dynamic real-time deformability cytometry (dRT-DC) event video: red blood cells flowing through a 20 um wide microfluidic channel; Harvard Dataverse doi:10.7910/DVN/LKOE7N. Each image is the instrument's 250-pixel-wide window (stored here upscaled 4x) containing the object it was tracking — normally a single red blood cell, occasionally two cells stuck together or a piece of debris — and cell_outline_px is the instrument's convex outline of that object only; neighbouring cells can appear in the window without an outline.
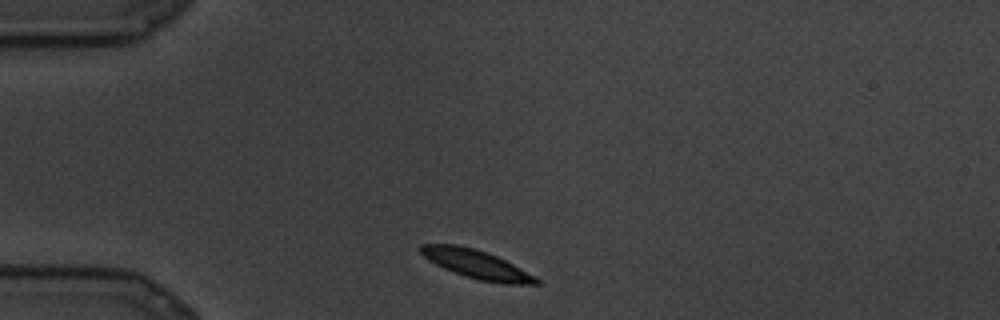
{"species": "common noctule bat (a hibernating species)", "species_latin": "Nyctalus noctula", "temperature_condition": "cold", "stored_images_in_passage": 7, "camera_frame_rate_fps": 3000, "um_per_image_px": 0.085, "animal": {"sex": "male", "body_mass_g": 19.5, "forearm_length_mm": 54.6}, "frame": {"image": 1, "passage_image": 1, "time_ms": 0.0, "image_size_px": [1000, 320], "cell_outline_px": [[540, 284], [504, 284], [476, 280], [464, 276], [444, 268], [428, 260], [420, 252], [420, 244], [456, 244], [488, 252], [512, 264], [540, 280]], "centroid_in_image_um": [40.47, 22.47], "position_along_channel_um": 44.5, "area_um2": 19.07}}
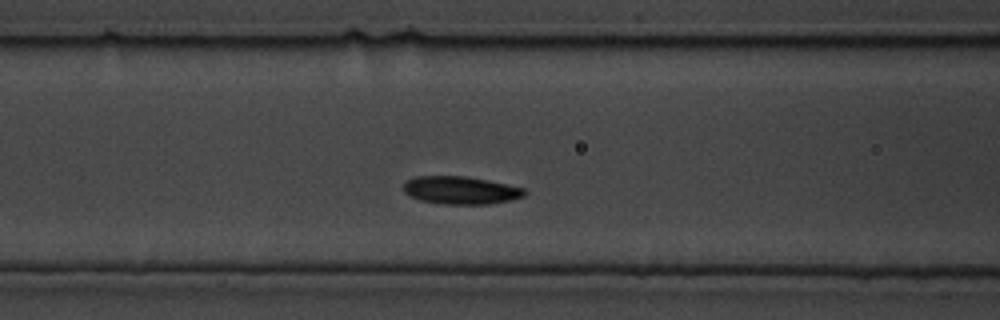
{"frame": {"image": 2, "passage_image": 5, "time_ms": 1.333, "image_size_px": [1000, 320], "cell_outline_px": [[528, 192], [524, 196], [508, 200], [488, 204], [444, 204], [420, 200], [404, 192], [404, 184], [408, 180], [416, 176], [464, 176], [488, 180], [524, 188]], "centroid_in_image_um": [39.17, 16.17], "position_along_channel_um": 127.4, "area_um2": 19.42}}
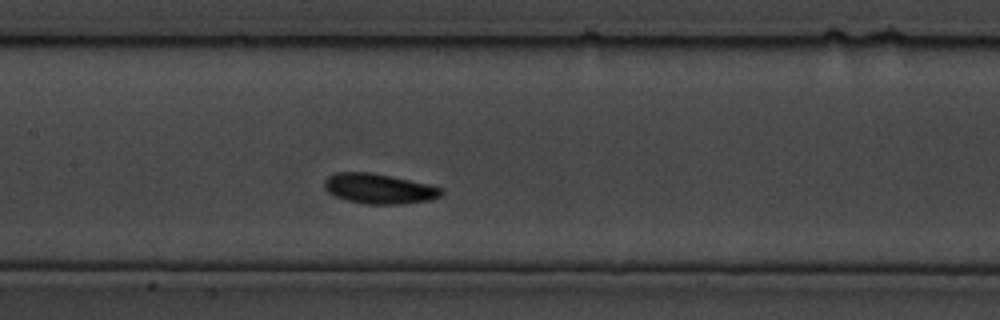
{"frame": {"image": 3, "passage_image": 7, "time_ms": 2.0, "image_size_px": [1000, 320], "cell_outline_px": [[444, 192], [440, 196], [428, 200], [396, 204], [364, 204], [348, 200], [336, 196], [328, 192], [324, 188], [324, 180], [328, 176], [336, 172], [368, 172], [392, 176], [444, 188]], "centroid_in_image_um": [32.19, 16.03], "position_along_channel_um": 175.2, "area_um2": 20.35}}